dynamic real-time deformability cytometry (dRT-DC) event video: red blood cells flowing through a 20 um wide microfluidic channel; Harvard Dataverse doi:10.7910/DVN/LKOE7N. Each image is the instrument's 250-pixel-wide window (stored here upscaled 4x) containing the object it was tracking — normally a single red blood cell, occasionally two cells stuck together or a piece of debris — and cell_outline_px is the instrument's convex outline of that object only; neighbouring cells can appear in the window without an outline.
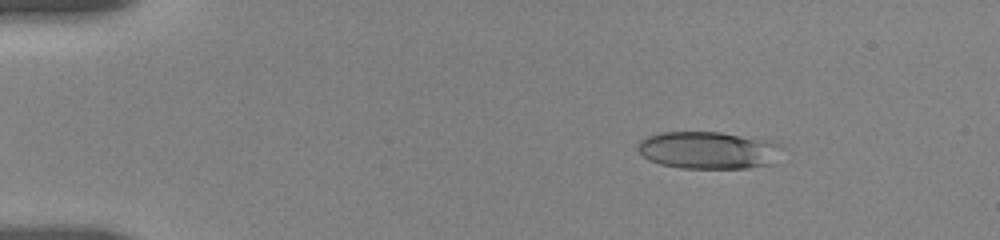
{"species": "human", "species_latin": "Homo sapiens", "temperature_condition": "room temperature", "stored_images_in_passage": 4, "camera_frame_rate_fps": 3000, "um_per_image_px": 0.085, "donor": {"sex": "female"}, "frame": {"image": 1, "passage_image": 2, "time_ms": 1.333, "image_size_px": [1000, 240], "cell_outline_px": [[784, 148], [776, 164], [748, 168], [680, 168], [660, 164], [648, 160], [636, 148], [640, 140], [648, 136], [660, 132], [720, 132], [776, 140]], "centroid_in_image_um": [60.31, 12.76], "position_along_channel_um": 24.7, "area_um2": 32.19}}